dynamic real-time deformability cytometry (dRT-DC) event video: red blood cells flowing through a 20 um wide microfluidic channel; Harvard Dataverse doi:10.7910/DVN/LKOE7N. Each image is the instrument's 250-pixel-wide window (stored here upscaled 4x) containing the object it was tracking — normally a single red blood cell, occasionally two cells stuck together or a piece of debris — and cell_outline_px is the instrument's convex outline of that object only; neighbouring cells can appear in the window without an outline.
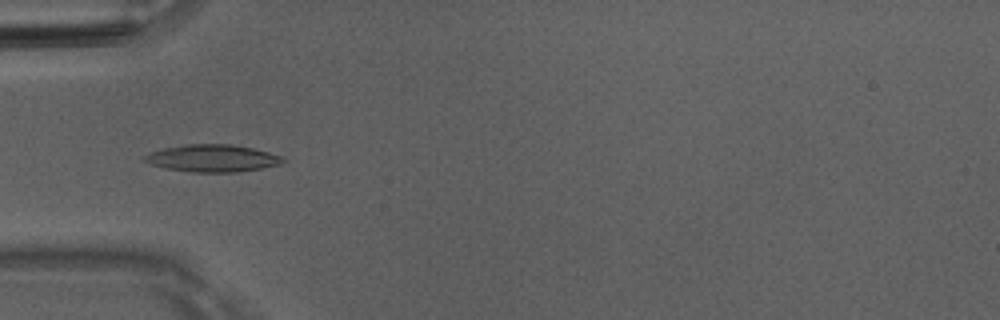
{"species": "Egyptian fruit bat (a non-hibernating species)", "species_latin": "Rousettus aegyptiacus", "temperature_condition": "room temperature", "stored_images_in_passage": 51, "camera_frame_rate_fps": 3000, "um_per_image_px": 0.085, "animal": {"sex": "male"}, "frame": {"image": 1, "passage_image": 17, "time_ms": 5.333, "image_size_px": [1000, 320], "cell_outline_px": [[288, 160], [280, 164], [260, 168], [236, 172], [192, 172], [164, 168], [148, 164], [144, 160], [144, 156], [148, 152], [164, 148], [184, 144], [232, 144], [252, 148], [284, 156]], "centroid_in_image_um": [18.04, 13.44], "position_along_channel_um": 67.0, "area_um2": 22.14}}
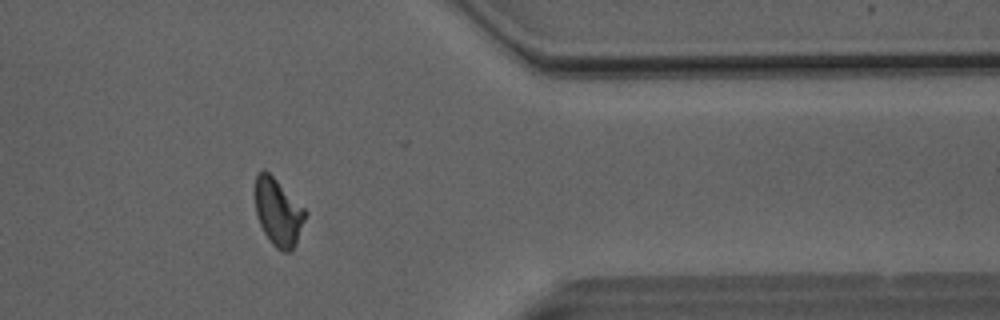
{"frame": {"image": 2, "passage_image": 42, "time_ms": 13.667, "image_size_px": [1000, 320], "cell_outline_px": [[308, 212], [292, 252], [284, 252], [276, 248], [272, 244], [264, 232], [260, 224], [256, 212], [252, 192], [256, 172], [264, 168]], "centroid_in_image_um": [23.59, 18.0], "position_along_channel_um": 387.8, "area_um2": 19.94}}
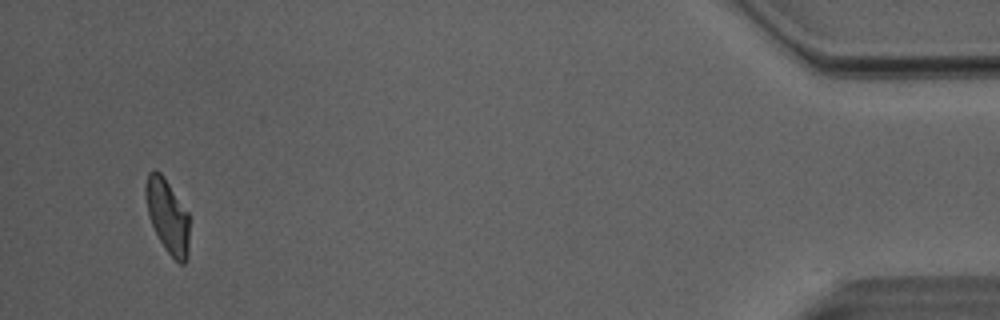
{"frame": {"image": 3, "passage_image": 49, "time_ms": 16.0, "image_size_px": [1000, 320], "cell_outline_px": [[188, 256], [184, 264], [180, 264], [168, 252], [160, 240], [152, 224], [148, 212], [144, 196], [144, 184], [148, 172], [156, 168], [164, 176], [188, 212]], "centroid_in_image_um": [14.22, 18.3], "position_along_channel_um": 421.0, "area_um2": 18.79}, "authors_computed_cell_mechanics": {"area_um2": 19.8832, "velocity_mm_per_s": 4.0601, "shape_relaxation_time_tau1_ms": 5.2503, "shape_relaxation_time_tau2_ms": 3.0043, "deformation_change_tau1": 0.1824, "deformation_change_tau2": 0.096}}